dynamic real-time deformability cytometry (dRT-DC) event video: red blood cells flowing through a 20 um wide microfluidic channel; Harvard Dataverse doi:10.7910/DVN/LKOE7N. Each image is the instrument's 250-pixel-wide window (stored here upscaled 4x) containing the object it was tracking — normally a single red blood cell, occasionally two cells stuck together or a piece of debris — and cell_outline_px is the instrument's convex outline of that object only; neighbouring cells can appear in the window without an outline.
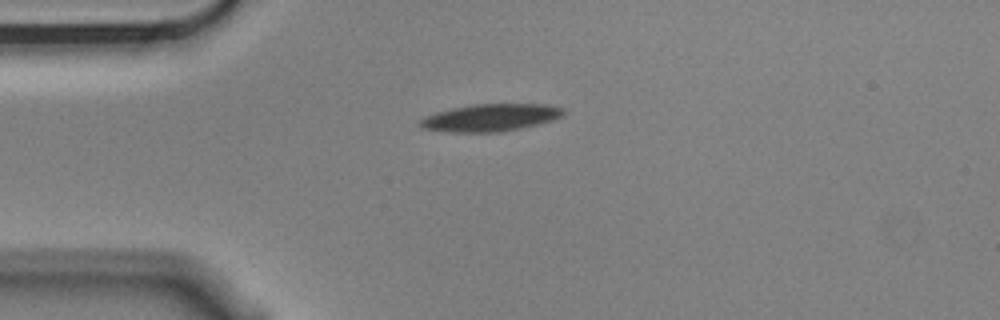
{"species": "Egyptian fruit bat (a non-hibernating species)", "species_latin": "Rousettus aegyptiacus", "temperature_condition": "cold", "stored_images_in_passage": 2, "camera_frame_rate_fps": 3000, "um_per_image_px": 0.085, "animal": {"sex": "male"}, "frame": {"image": 1, "passage_image": 1, "time_ms": 0.0, "image_size_px": [1000, 320], "cell_outline_px": [[564, 116], [552, 120], [520, 128], [500, 132], [448, 132], [424, 128], [420, 124], [420, 120], [424, 116], [436, 112], [452, 108], [476, 104], [548, 104], [564, 108]], "centroid_in_image_um": [41.72, 9.99], "position_along_channel_um": 43.3, "area_um2": 22.72}}